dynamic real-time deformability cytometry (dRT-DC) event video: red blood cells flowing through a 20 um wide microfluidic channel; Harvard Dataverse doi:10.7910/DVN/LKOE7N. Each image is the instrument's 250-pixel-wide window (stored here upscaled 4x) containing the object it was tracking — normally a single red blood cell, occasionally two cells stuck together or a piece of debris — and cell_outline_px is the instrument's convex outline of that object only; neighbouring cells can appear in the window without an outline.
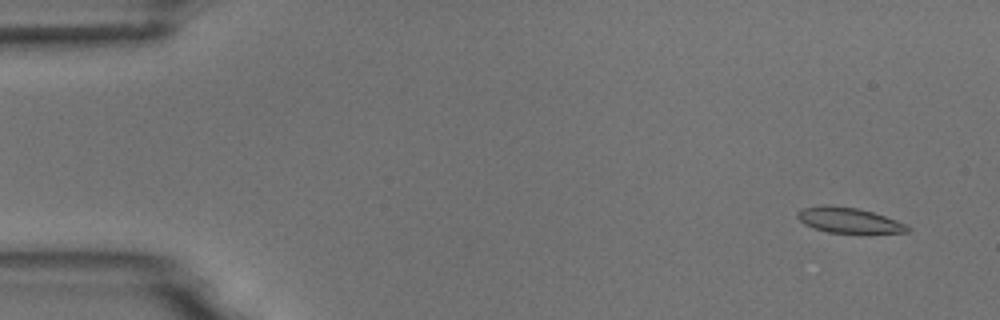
{"species": "common noctule bat (a hibernating species)", "species_latin": "Nyctalus noctula", "temperature_condition": "room temperature", "stored_images_in_passage": 4, "camera_frame_rate_fps": 3000, "um_per_image_px": 0.085, "animal": {"sex": "male", "body_mass_g": 18.8}, "frame": {"image": 1, "passage_image": 1, "time_ms": 0.0, "image_size_px": [1000, 320], "cell_outline_px": [[912, 228], [908, 232], [828, 232], [804, 224], [796, 216], [796, 212], [804, 208], [824, 204], [856, 208], [872, 212], [908, 224]], "centroid_in_image_um": [72.14, 18.7], "position_along_channel_um": 12.9, "area_um2": 15.95}}
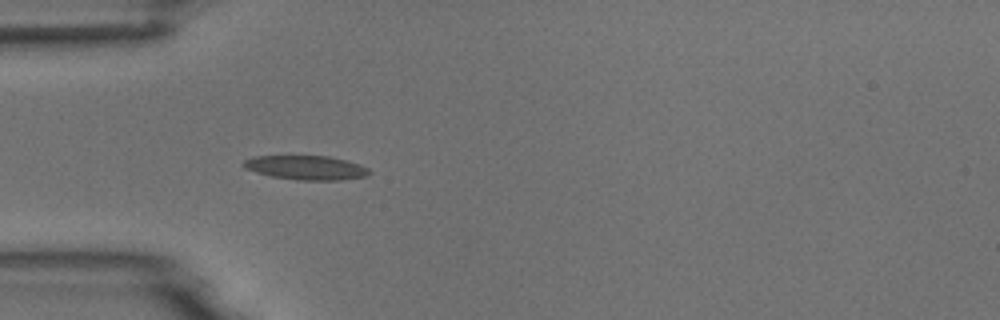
{"frame": {"image": 2, "passage_image": 4, "time_ms": 4.333, "image_size_px": [1000, 320], "cell_outline_px": [[372, 172], [368, 176], [340, 180], [296, 180], [272, 176], [256, 172], [244, 168], [240, 164], [244, 160], [252, 156], [328, 156], [360, 164], [368, 168]], "centroid_in_image_um": [26.01, 14.25], "position_along_channel_um": 59.0, "area_um2": 17.8}}